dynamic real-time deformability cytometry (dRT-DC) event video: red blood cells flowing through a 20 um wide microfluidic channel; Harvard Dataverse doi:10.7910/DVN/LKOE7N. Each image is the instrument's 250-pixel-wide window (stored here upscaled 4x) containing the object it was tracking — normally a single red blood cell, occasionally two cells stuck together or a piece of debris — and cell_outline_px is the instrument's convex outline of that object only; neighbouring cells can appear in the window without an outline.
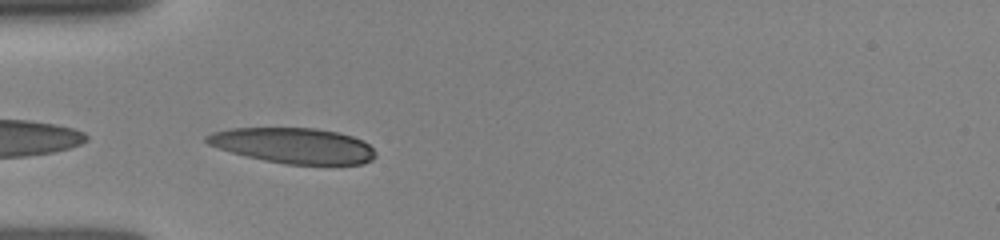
{"species": "human", "species_latin": "Homo sapiens", "temperature_condition": "room temperature", "stored_images_in_passage": 5, "camera_frame_rate_fps": 3000, "um_per_image_px": 0.085, "donor": {"sex": "female"}, "frame": {"image": 1, "passage_image": 1, "time_ms": 0.0, "image_size_px": [1000, 240], "cell_outline_px": [[376, 156], [372, 160], [364, 164], [284, 164], [264, 160], [232, 152], [208, 144], [204, 140], [204, 136], [212, 132], [228, 128], [316, 128], [340, 132], [364, 140], [376, 152]], "centroid_in_image_um": [24.97, 12.36], "position_along_channel_um": 60.0, "area_um2": 35.03}}